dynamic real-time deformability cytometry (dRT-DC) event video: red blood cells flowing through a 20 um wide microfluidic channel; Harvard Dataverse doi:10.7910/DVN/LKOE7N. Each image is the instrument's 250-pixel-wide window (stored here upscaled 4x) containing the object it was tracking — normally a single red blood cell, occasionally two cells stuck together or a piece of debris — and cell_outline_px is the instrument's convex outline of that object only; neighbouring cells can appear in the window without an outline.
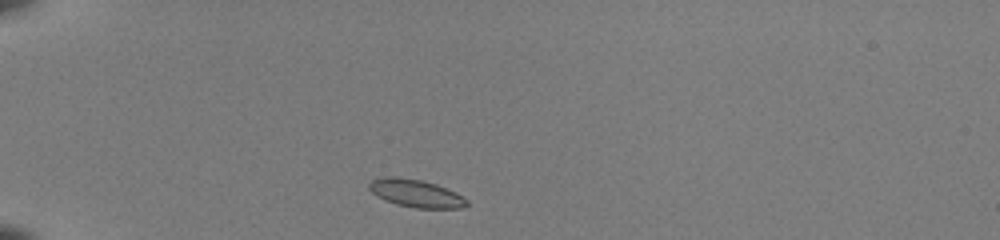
{"species": "common noctule bat (a hibernating species)", "species_latin": "Nyctalus noctula", "temperature_condition": "room temperature", "stored_images_in_passage": 38, "camera_frame_rate_fps": 3000, "um_per_image_px": 0.085, "animal": {"sex": "female", "body_mass_g": 22.0, "forearm_length_mm": 56.7}, "frame": {"image": 1, "passage_image": 2, "time_ms": 0.333, "image_size_px": [1000, 240], "cell_outline_px": [[468, 204], [460, 208], [416, 208], [396, 204], [384, 200], [376, 196], [368, 188], [368, 184], [372, 180], [384, 176], [396, 176], [420, 180], [436, 184], [456, 192], [468, 200]], "centroid_in_image_um": [35.32, 16.43], "position_along_channel_um": 49.7, "area_um2": 15.84}}
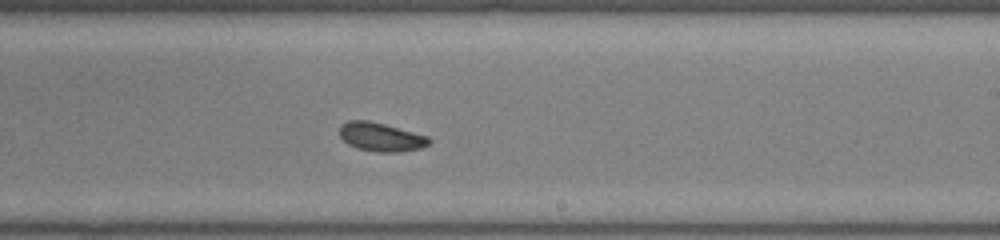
{"frame": {"image": 2, "passage_image": 20, "time_ms": 6.333, "image_size_px": [1000, 240], "cell_outline_px": [[432, 140], [428, 144], [420, 148], [396, 152], [376, 152], [356, 148], [348, 144], [340, 136], [340, 124], [348, 120], [368, 120], [384, 124], [428, 136]], "centroid_in_image_um": [32.35, 11.64], "position_along_channel_um": 256.7, "area_um2": 14.91}}
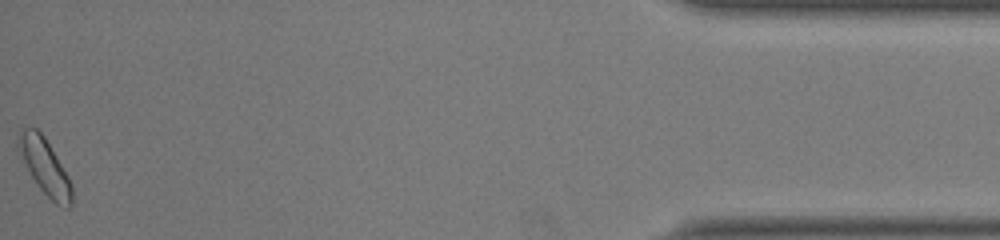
{"frame": {"image": 3, "passage_image": 38, "time_ms": 12.333, "image_size_px": [1000, 240], "cell_outline_px": [[72, 204], [68, 208], [56, 204], [40, 188], [32, 176], [16, 144], [20, 132], [24, 128], [36, 128], [44, 136], [68, 176], [72, 184]], "centroid_in_image_um": [3.84, 14.17], "position_along_channel_um": 431.4, "area_um2": 16.76}, "authors_computed_cell_mechanics": {"area_um2": 15.2303, "velocity_mm_per_s": 4.0717, "shape_relaxation_time_tau1_ms": 5.7741, "shape_relaxation_time_tau2_ms": null, "deformation_change_tau1": 0.132, "deformation_change_tau2": null}}